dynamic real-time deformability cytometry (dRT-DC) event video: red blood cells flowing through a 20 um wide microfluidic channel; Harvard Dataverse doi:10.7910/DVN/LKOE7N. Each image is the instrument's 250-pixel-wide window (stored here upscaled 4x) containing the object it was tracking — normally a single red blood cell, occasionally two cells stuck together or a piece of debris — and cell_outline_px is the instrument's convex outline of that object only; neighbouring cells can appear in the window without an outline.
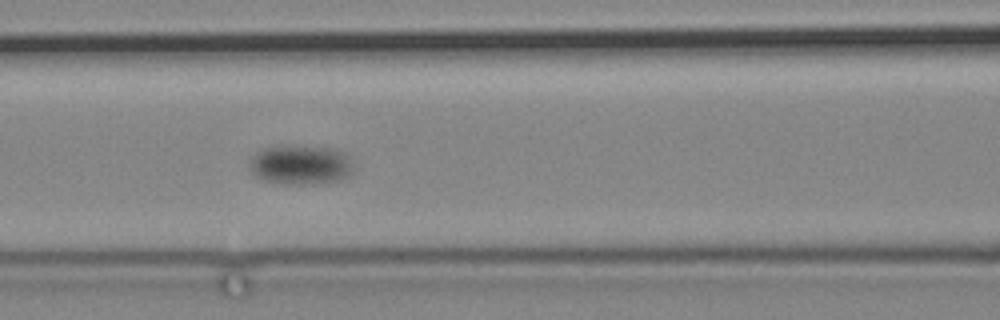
{"species": "common noctule bat (a hibernating species)", "species_latin": "Nyctalus noctula", "temperature_condition": "cold", "stored_images_in_passage": 15, "camera_frame_rate_fps": 3000, "um_per_image_px": 0.085, "animal": {"sex": "male", "body_mass_g": 19.2, "forearm_length_mm": 51.8}, "frame": {"image": 1, "passage_image": 15, "time_ms": 18.667, "image_size_px": [1000, 320], "cell_outline_px": [[352, 172], [348, 176], [340, 180], [312, 184], [284, 184], [264, 180], [256, 176], [248, 168], [252, 156], [256, 152], [264, 148], [280, 144], [296, 144], [332, 148], [348, 152], [352, 156]], "centroid_in_image_um": [25.57, 13.96], "position_along_channel_um": 141.0, "area_um2": 24.8}}